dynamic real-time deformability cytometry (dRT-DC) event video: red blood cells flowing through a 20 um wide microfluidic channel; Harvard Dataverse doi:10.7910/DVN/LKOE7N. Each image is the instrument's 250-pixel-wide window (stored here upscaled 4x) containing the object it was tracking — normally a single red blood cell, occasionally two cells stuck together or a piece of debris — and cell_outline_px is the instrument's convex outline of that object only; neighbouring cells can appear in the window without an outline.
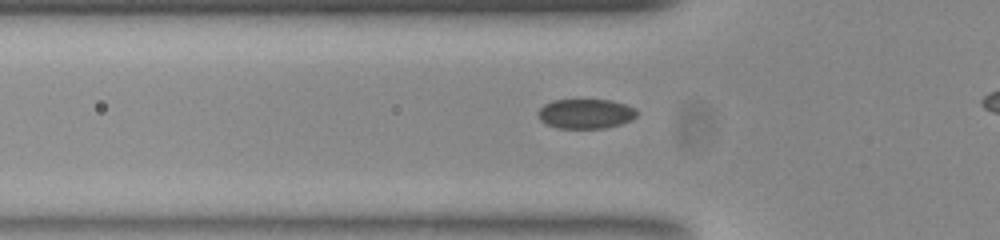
{"species": "common noctule bat (a hibernating species)", "species_latin": "Nyctalus noctula", "temperature_condition": "room temperature", "stored_images_in_passage": 31, "camera_frame_rate_fps": 3000, "um_per_image_px": 0.085, "animal": {"sex": "female", "body_mass_g": 23.0, "forearm_length_mm": 53.4}, "frame": {"image": 1, "passage_image": 5, "time_ms": 1.333, "image_size_px": [1000, 240], "cell_outline_px": [[636, 116], [620, 124], [604, 128], [560, 128], [548, 124], [540, 120], [536, 112], [544, 104], [552, 100], [612, 100], [636, 108]], "centroid_in_image_um": [49.75, 9.66], "position_along_channel_um": 76.1, "area_um2": 16.94}}
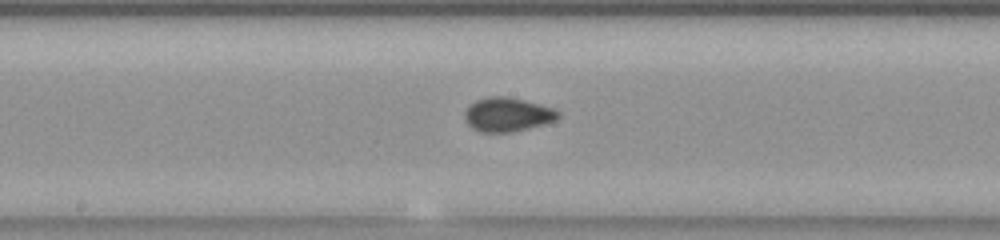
{"frame": {"image": 2, "passage_image": 15, "time_ms": 4.667, "image_size_px": [1000, 240], "cell_outline_px": [[560, 116], [556, 120], [544, 124], [528, 128], [508, 132], [480, 132], [472, 128], [468, 124], [464, 116], [464, 112], [468, 104], [476, 100], [488, 96], [508, 96], [556, 108], [560, 112]], "centroid_in_image_um": [43.13, 9.72], "position_along_channel_um": 205.1, "area_um2": 18.73}}
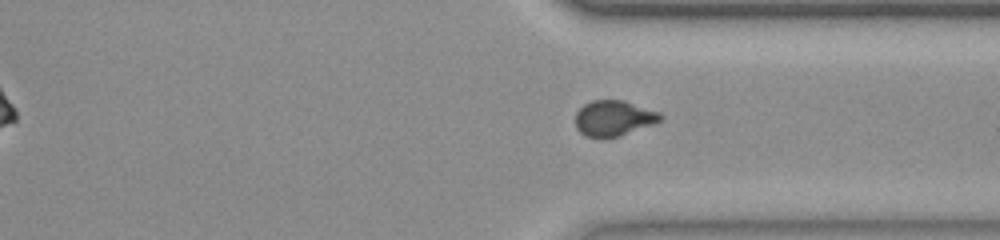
{"frame": {"image": 3, "passage_image": 27, "time_ms": 8.667, "image_size_px": [1000, 240], "cell_outline_px": [[664, 116], [660, 120], [616, 136], [584, 136], [576, 128], [576, 112], [584, 104], [592, 100], [624, 100], [660, 112]], "centroid_in_image_um": [52.13, 10.0], "position_along_channel_um": 359.3, "area_um2": 17.05}}